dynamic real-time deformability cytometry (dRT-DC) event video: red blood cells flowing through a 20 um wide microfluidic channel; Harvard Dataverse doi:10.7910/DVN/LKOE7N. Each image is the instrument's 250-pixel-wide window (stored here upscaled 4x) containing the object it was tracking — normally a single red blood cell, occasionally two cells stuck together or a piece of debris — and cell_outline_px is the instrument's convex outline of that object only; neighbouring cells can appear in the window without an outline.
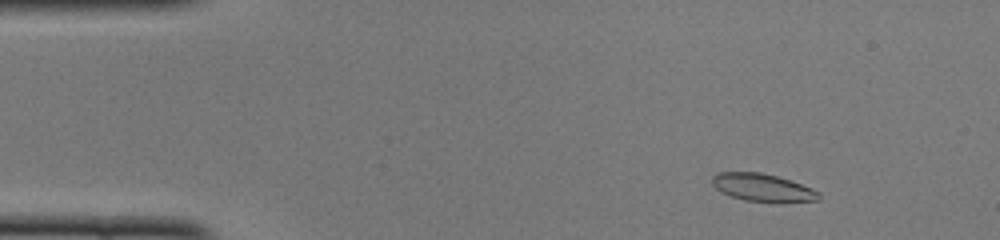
{"species": "common noctule bat (a hibernating species)", "species_latin": "Nyctalus noctula", "temperature_condition": "cold", "stored_images_in_passage": 49, "camera_frame_rate_fps": 3000, "um_per_image_px": 0.085, "animal": {"sex": "female", "body_mass_g": 22.0, "forearm_length_mm": 56.7}, "frame": {"image": 1, "passage_image": 5, "time_ms": 1.333, "image_size_px": [1000, 240], "cell_outline_px": [[820, 200], [780, 204], [744, 200], [720, 192], [712, 184], [712, 176], [716, 172], [760, 172], [776, 176], [812, 188], [820, 192]], "centroid_in_image_um": [64.85, 15.98], "position_along_channel_um": 20.2, "area_um2": 17.63}}
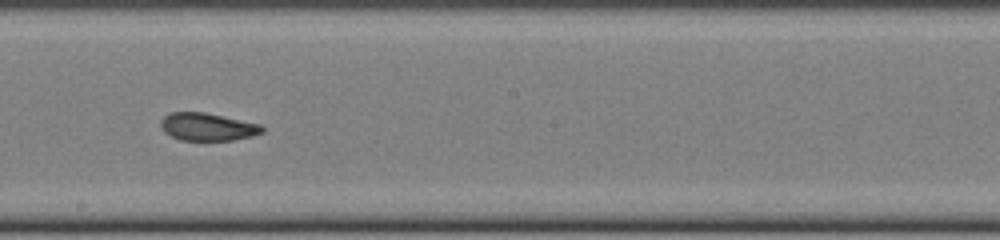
{"frame": {"image": 2, "passage_image": 27, "time_ms": 8.667, "image_size_px": [1000, 240], "cell_outline_px": [[264, 132], [252, 136], [232, 140], [180, 140], [164, 132], [160, 128], [160, 120], [168, 112], [204, 112], [260, 124], [264, 128]], "centroid_in_image_um": [17.61, 10.78], "position_along_channel_um": 230.6, "area_um2": 16.42}}
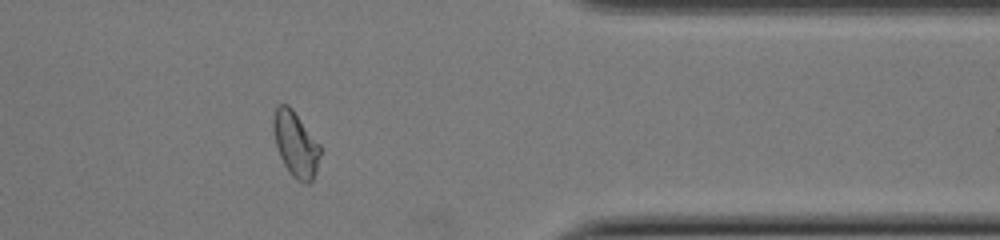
{"frame": {"image": 3, "passage_image": 40, "time_ms": 13.0, "image_size_px": [1000, 240], "cell_outline_px": [[320, 156], [316, 172], [312, 180], [308, 184], [304, 184], [296, 180], [288, 172], [280, 156], [276, 144], [272, 128], [272, 116], [276, 104], [288, 104], [292, 108], [320, 144]], "centroid_in_image_um": [25.11, 12.24], "position_along_channel_um": 386.3, "area_um2": 18.09}, "authors_computed_cell_mechanics": {"area_um2": 17.2244, "velocity_mm_per_s": 3.9793, "shape_relaxation_time_tau1_ms": null, "shape_relaxation_time_tau2_ms": 1.8041, "deformation_change_tau1": null, "deformation_change_tau2": 0.0696}}